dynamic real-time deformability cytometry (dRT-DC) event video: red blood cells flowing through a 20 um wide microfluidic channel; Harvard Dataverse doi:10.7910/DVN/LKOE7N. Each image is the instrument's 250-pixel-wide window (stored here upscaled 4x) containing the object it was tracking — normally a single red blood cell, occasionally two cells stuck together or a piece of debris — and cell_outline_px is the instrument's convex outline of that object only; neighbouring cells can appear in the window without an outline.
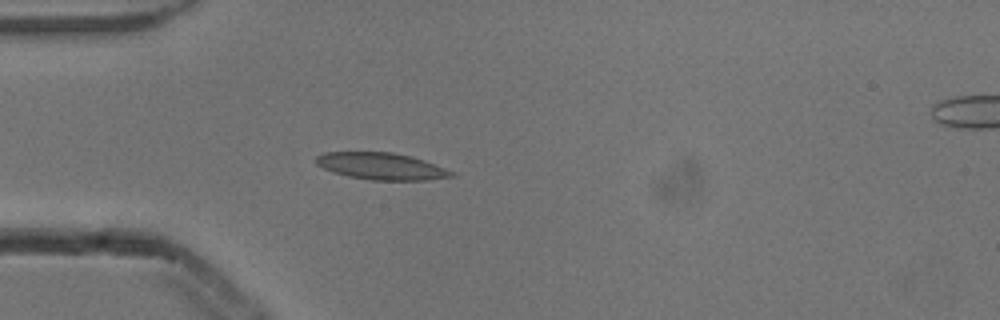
{"species": "common noctule bat (a hibernating species)", "species_latin": "Nyctalus noctula", "temperature_condition": "cold", "stored_images_in_passage": 1, "camera_frame_rate_fps": 3000, "um_per_image_px": 0.085, "animal": {"sex": "male", "body_mass_g": 13.3}, "frame": {"image": 1, "passage_image": 1, "time_ms": 0.0, "image_size_px": [1000, 320], "cell_outline_px": [[456, 176], [428, 180], [372, 180], [348, 176], [332, 172], [316, 164], [316, 156], [324, 152], [392, 152], [424, 160], [456, 172]], "centroid_in_image_um": [32.43, 14.13], "position_along_channel_um": 52.6, "area_um2": 21.21}}